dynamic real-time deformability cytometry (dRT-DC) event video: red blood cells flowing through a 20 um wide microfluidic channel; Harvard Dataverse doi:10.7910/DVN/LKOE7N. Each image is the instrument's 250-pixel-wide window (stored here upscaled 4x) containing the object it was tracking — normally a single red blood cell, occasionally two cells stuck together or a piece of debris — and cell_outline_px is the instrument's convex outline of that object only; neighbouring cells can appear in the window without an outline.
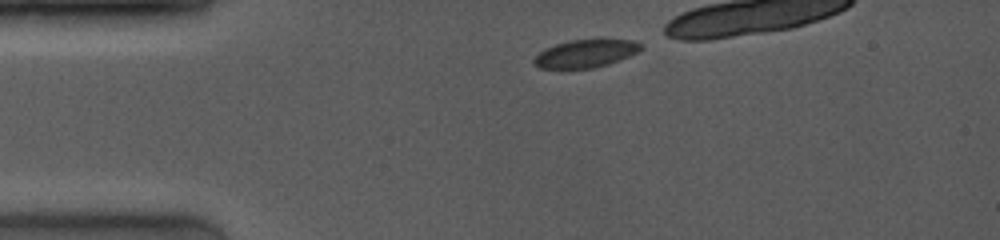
{"species": "common noctule bat (a hibernating species)", "species_latin": "Nyctalus noctula", "temperature_condition": "room temperature", "stored_images_in_passage": 11, "camera_frame_rate_fps": 4000, "um_per_image_px": 0.085, "animal": {"sex": "female", "body_mass_g": 19.0, "forearm_length_mm": 53.3}, "frame": {"image": 1, "passage_image": 1, "time_ms": 0.0, "image_size_px": [1000, 240], "cell_outline_px": [[644, 48], [628, 56], [608, 64], [592, 68], [540, 68], [532, 64], [532, 60], [544, 48], [568, 40], [632, 40], [644, 44]], "centroid_in_image_um": [49.75, 4.55], "position_along_channel_um": 35.2, "area_um2": 17.22}}
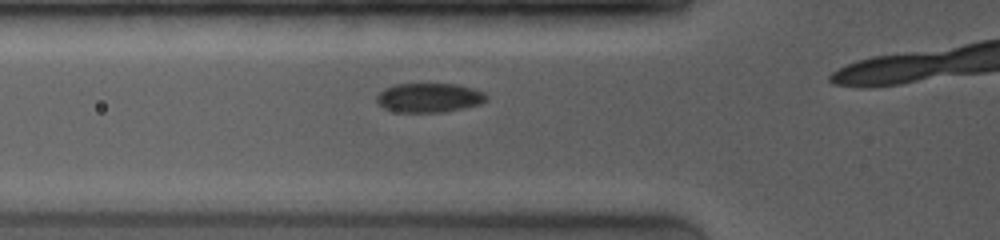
{"frame": {"image": 2, "passage_image": 7, "time_ms": 2.25, "image_size_px": [1000, 240], "cell_outline_px": [[488, 100], [480, 104], [464, 108], [444, 112], [400, 112], [384, 108], [376, 100], [376, 96], [384, 88], [396, 84], [456, 84], [472, 88], [484, 92], [488, 96]], "centroid_in_image_um": [36.5, 8.3], "position_along_channel_um": 89.3, "area_um2": 18.73}}